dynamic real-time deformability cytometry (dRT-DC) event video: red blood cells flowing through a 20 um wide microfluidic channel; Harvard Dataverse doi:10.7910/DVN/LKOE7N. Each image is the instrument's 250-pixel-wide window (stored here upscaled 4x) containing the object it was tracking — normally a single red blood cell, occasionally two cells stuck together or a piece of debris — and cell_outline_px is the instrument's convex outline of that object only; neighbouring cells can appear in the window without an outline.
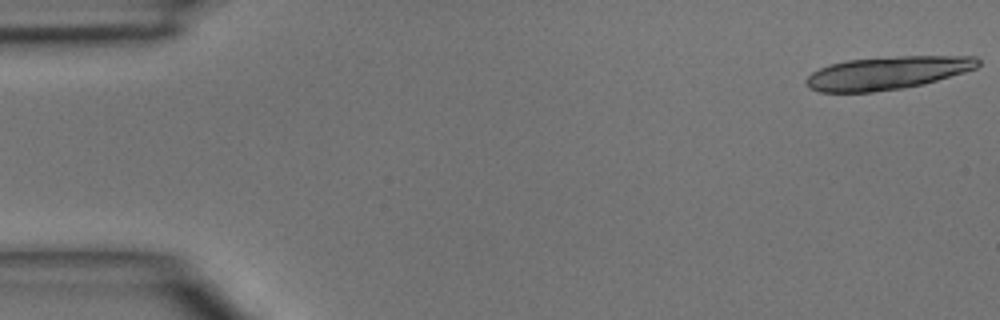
{"species": "common noctule bat (a hibernating species)", "species_latin": "Nyctalus noctula", "temperature_condition": "room temperature", "stored_images_in_passage": 6, "camera_frame_rate_fps": 3000, "um_per_image_px": 0.085, "animal": {"sex": "male", "body_mass_g": 15.6}, "frame": {"image": 1, "passage_image": 1, "time_ms": 0.0, "image_size_px": [1000, 320], "cell_outline_px": [[980, 64], [976, 68], [964, 72], [924, 84], [900, 88], [872, 92], [820, 92], [808, 88], [804, 84], [804, 80], [812, 72], [828, 64], [848, 60], [896, 56], [976, 56], [980, 60]], "centroid_in_image_um": [75.39, 6.2], "position_along_channel_um": 9.6, "area_um2": 33.12}}